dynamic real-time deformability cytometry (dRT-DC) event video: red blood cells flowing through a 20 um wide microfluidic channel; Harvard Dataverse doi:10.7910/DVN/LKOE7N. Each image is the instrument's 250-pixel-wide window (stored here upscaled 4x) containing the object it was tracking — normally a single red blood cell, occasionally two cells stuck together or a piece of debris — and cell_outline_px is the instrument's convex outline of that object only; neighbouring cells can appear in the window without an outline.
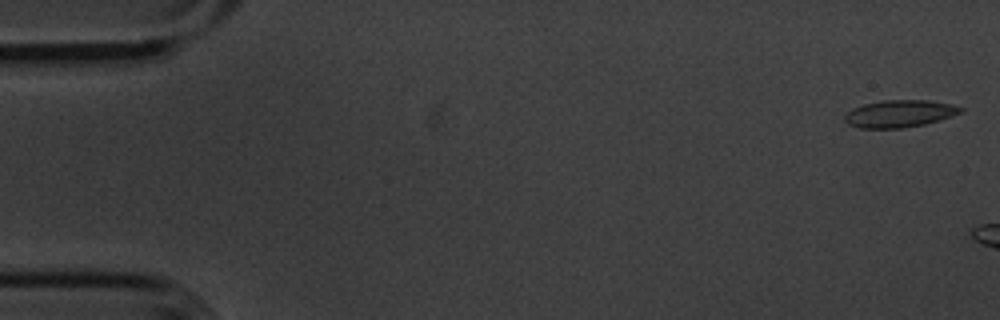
{"species": "common noctule bat (a hibernating species)", "species_latin": "Nyctalus noctula", "temperature_condition": "cold", "stored_images_in_passage": 6, "camera_frame_rate_fps": 3000, "um_per_image_px": 0.085, "animal": {"sex": "male", "body_mass_g": 20.1, "forearm_length_mm": 53.5}, "frame": {"image": 1, "passage_image": 1, "time_ms": 0.0, "image_size_px": [1000, 320], "cell_outline_px": [[964, 108], [960, 112], [952, 116], [940, 120], [924, 124], [900, 128], [860, 128], [848, 124], [844, 120], [844, 116], [852, 108], [864, 104], [880, 100], [928, 100], [952, 104]], "centroid_in_image_um": [76.45, 9.65], "position_along_channel_um": 8.6, "area_um2": 18.38}}